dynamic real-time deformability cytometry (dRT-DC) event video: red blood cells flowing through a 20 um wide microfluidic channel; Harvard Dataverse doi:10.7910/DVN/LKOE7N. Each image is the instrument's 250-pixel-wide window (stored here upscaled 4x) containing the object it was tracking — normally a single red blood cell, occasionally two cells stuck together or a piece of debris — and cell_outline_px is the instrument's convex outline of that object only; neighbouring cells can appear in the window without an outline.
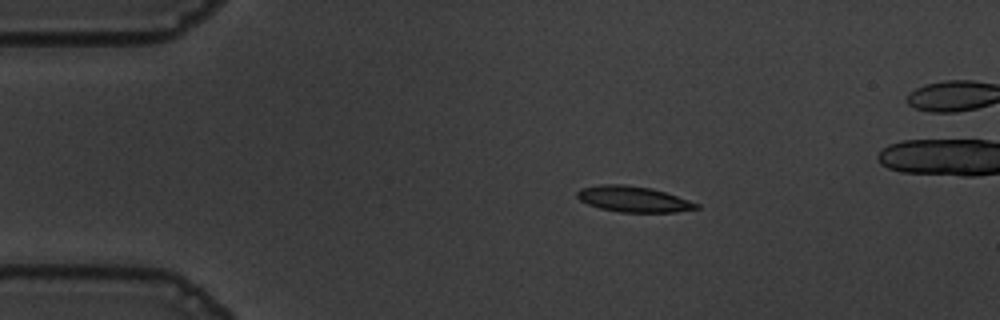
{"species": "common noctule bat (a hibernating species)", "species_latin": "Nyctalus noctula", "temperature_condition": "warm", "stored_images_in_passage": 43, "camera_frame_rate_fps": 3000, "um_per_image_px": 0.085, "animal": {"sex": "male", "body_mass_g": 19.5, "forearm_length_mm": 54.6}, "frame": {"image": 1, "passage_image": 1, "time_ms": 0.0, "image_size_px": [1000, 320], "cell_outline_px": [[700, 208], [676, 212], [620, 212], [600, 208], [588, 204], [580, 200], [576, 196], [576, 192], [580, 188], [600, 184], [624, 184], [652, 188], [700, 204]], "centroid_in_image_um": [53.81, 16.92], "position_along_channel_um": 31.2, "area_um2": 17.92}}
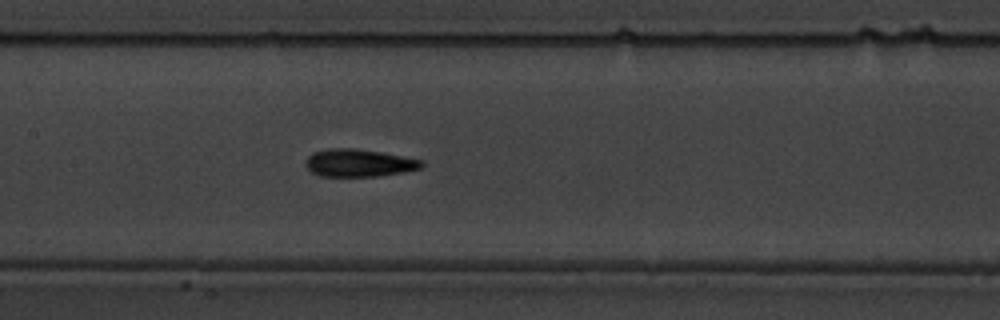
{"frame": {"image": 2, "passage_image": 17, "time_ms": 5.333, "image_size_px": [1000, 320], "cell_outline_px": [[424, 168], [404, 172], [380, 176], [320, 176], [312, 172], [304, 164], [308, 156], [312, 152], [328, 148], [352, 148], [380, 152], [424, 160]], "centroid_in_image_um": [30.52, 13.85], "position_along_channel_um": 176.9, "area_um2": 18.79}}
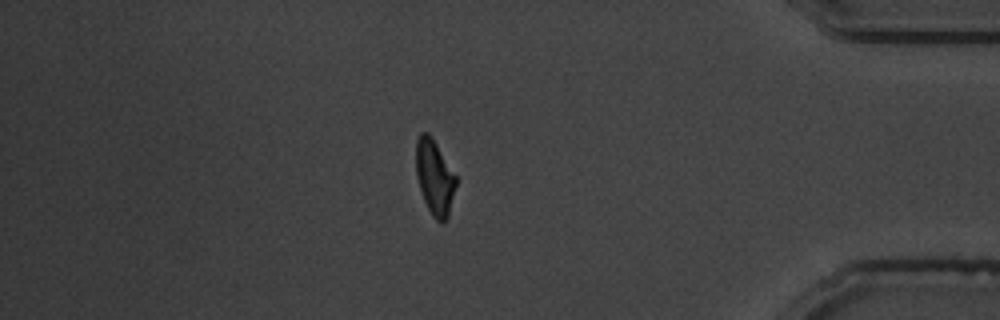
{"frame": {"image": 3, "passage_image": 38, "time_ms": 12.333, "image_size_px": [1000, 320], "cell_outline_px": [[456, 184], [448, 216], [440, 224], [432, 216], [424, 200], [416, 176], [416, 140], [420, 132], [428, 132], [432, 136], [456, 176]], "centroid_in_image_um": [36.92, 15.04], "position_along_channel_um": 398.3, "area_um2": 17.4}, "authors_computed_cell_mechanics": {"area_um2": 17.918, "velocity_mm_per_s": 3.6651, "shape_relaxation_time_tau1_ms": 3.6057, "shape_relaxation_time_tau2_ms": 3.1207, "deformation_change_tau1": 0.1937, "deformation_change_tau2": 0.1199}}